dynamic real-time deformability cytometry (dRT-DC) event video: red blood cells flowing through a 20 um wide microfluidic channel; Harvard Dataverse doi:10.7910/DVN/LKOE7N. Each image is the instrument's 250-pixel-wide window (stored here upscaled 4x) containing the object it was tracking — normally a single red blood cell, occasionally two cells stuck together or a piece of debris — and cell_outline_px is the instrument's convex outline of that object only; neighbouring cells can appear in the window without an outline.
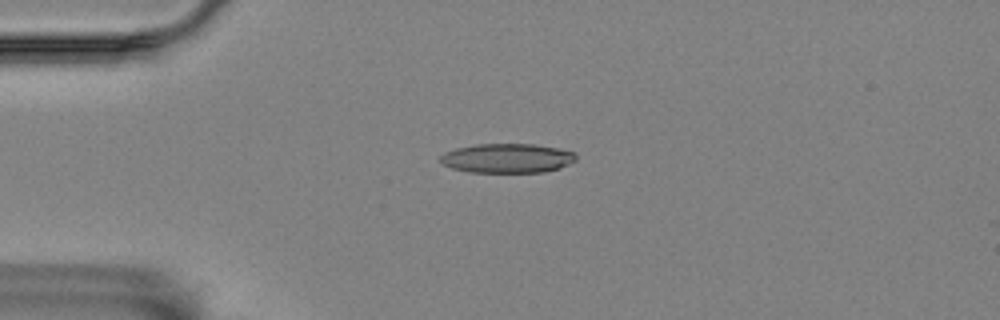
{"species": "Egyptian fruit bat (a non-hibernating species)", "species_latin": "Rousettus aegyptiacus", "temperature_condition": "room temperature", "stored_images_in_passage": 4, "camera_frame_rate_fps": 3000, "um_per_image_px": 0.085, "animal": {"sex": "female"}, "frame": {"image": 1, "passage_image": 4, "time_ms": 1.0, "image_size_px": [1000, 320], "cell_outline_px": [[576, 160], [560, 168], [544, 172], [468, 172], [452, 168], [444, 164], [440, 160], [440, 156], [444, 152], [456, 148], [476, 144], [536, 144], [560, 148], [576, 152]], "centroid_in_image_um": [43.14, 13.44], "position_along_channel_um": 41.9, "area_um2": 23.35}}